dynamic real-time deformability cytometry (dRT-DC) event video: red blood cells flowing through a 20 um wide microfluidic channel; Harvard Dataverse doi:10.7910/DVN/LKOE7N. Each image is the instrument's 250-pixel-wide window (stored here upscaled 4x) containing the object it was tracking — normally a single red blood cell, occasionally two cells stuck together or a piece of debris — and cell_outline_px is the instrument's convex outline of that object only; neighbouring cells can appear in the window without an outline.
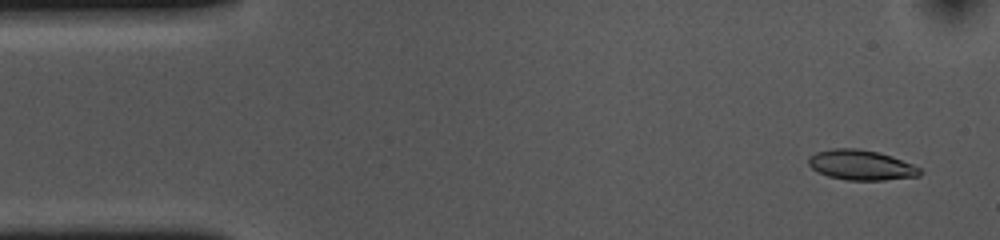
{"species": "common noctule bat (a hibernating species)", "species_latin": "Nyctalus noctula", "temperature_condition": "cold", "stored_images_in_passage": 53, "camera_frame_rate_fps": 3000, "um_per_image_px": 0.085, "animal": {"sex": "female", "body_mass_g": 10.0, "forearm_length_mm": 53.1}, "frame": {"image": 1, "passage_image": 3, "time_ms": 0.667, "image_size_px": [1000, 240], "cell_outline_px": [[924, 172], [920, 176], [884, 180], [848, 180], [828, 176], [812, 168], [808, 164], [808, 156], [816, 152], [832, 148], [860, 148], [892, 156], [912, 164], [920, 168]], "centroid_in_image_um": [73.21, 14.02], "position_along_channel_um": 11.8, "area_um2": 19.59}}
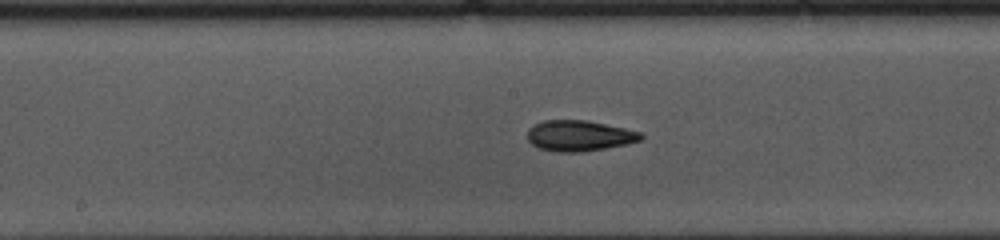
{"frame": {"image": 2, "passage_image": 26, "time_ms": 8.333, "image_size_px": [1000, 240], "cell_outline_px": [[644, 136], [640, 140], [628, 144], [580, 152], [556, 152], [540, 148], [532, 144], [528, 140], [528, 128], [544, 120], [588, 120], [624, 128], [640, 132]], "centroid_in_image_um": [49.24, 11.53], "position_along_channel_um": 199.0, "area_um2": 20.23}}
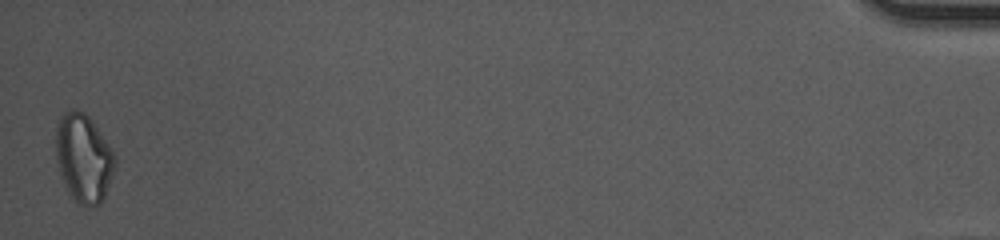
{"frame": {"image": 3, "passage_image": 53, "time_ms": 17.333, "image_size_px": [1000, 240], "cell_outline_px": [[116, 164], [112, 176], [104, 196], [100, 204], [80, 204], [68, 192], [60, 172], [56, 160], [56, 128], [60, 116], [64, 112], [72, 108], [76, 108], [84, 112], [92, 120], [112, 148], [116, 156]], "centroid_in_image_um": [7.11, 13.37], "position_along_channel_um": 428.1, "area_um2": 30.29}, "authors_computed_cell_mechanics": {"area_um2": 19.941, "velocity_mm_per_s": 3.657, "shape_relaxation_time_tau1_ms": 9.2789, "shape_relaxation_time_tau2_ms": 4.7728, "deformation_change_tau1": 0.184, "deformation_change_tau2": 0.1127}}